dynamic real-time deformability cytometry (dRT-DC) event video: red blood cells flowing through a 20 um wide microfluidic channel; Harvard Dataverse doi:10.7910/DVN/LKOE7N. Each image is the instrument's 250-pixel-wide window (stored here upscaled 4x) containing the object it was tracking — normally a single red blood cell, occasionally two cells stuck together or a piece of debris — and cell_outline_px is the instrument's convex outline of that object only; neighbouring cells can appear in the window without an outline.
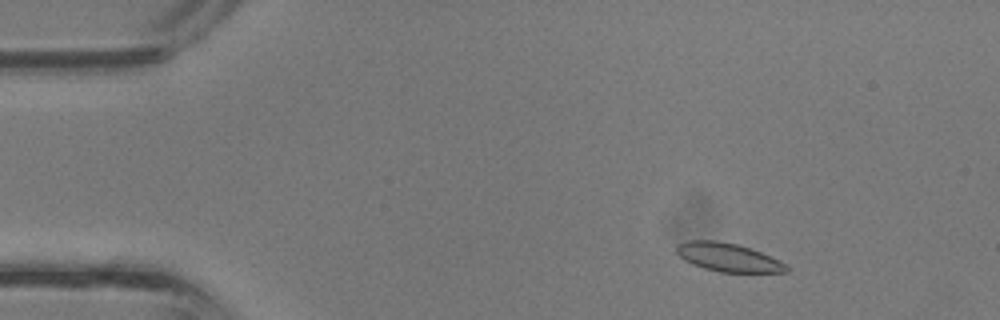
{"species": "common noctule bat (a hibernating species)", "species_latin": "Nyctalus noctula", "temperature_condition": "room temperature", "stored_images_in_passage": 36, "camera_frame_rate_fps": 3000, "um_per_image_px": 0.085, "animal": {"sex": "male", "body_mass_g": 13.3}, "frame": {"image": 1, "passage_image": 4, "time_ms": 1.0, "image_size_px": [1000, 320], "cell_outline_px": [[788, 272], [720, 272], [704, 268], [692, 264], [684, 260], [676, 252], [676, 244], [688, 240], [716, 240], [736, 244], [760, 252], [784, 264], [788, 268]], "centroid_in_image_um": [61.8, 21.87], "position_along_channel_um": 23.2, "area_um2": 17.92}}
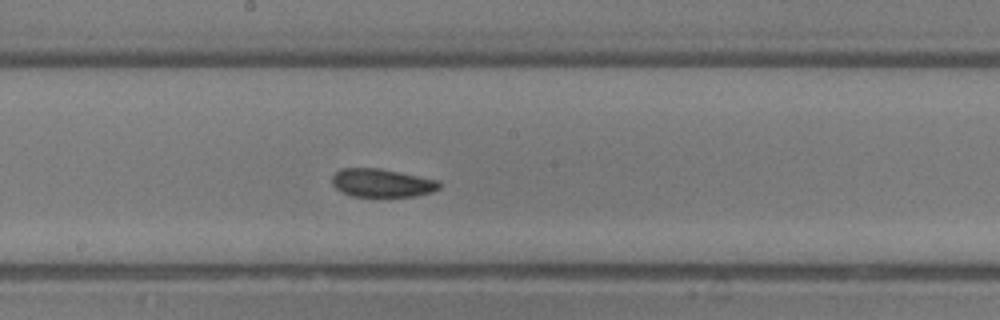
{"frame": {"image": 2, "passage_image": 19, "time_ms": 6.0, "image_size_px": [1000, 320], "cell_outline_px": [[440, 188], [432, 192], [416, 196], [352, 196], [336, 188], [332, 184], [332, 176], [340, 168], [380, 168], [440, 180]], "centroid_in_image_um": [32.48, 15.54], "position_along_channel_um": 215.7, "area_um2": 17.69}}
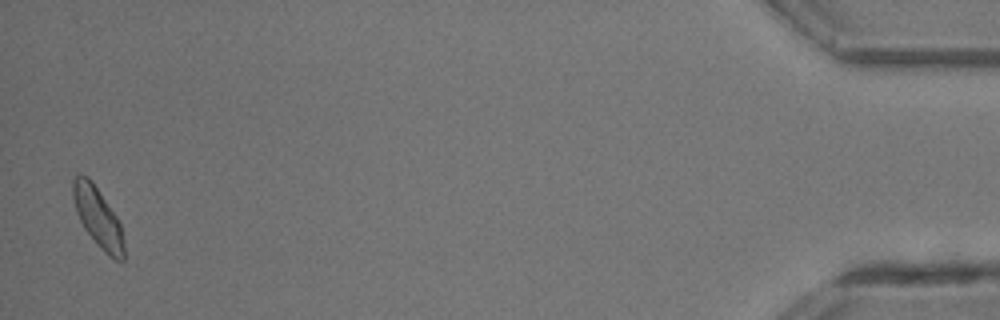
{"frame": {"image": 3, "passage_image": 36, "time_ms": 11.667, "image_size_px": [1000, 320], "cell_outline_px": [[124, 260], [116, 260], [108, 256], [104, 252], [84, 228], [76, 212], [72, 196], [72, 180], [76, 176], [88, 176], [92, 180], [116, 216], [120, 224], [124, 240]], "centroid_in_image_um": [8.32, 18.47], "position_along_channel_um": 426.9, "area_um2": 17.63}}